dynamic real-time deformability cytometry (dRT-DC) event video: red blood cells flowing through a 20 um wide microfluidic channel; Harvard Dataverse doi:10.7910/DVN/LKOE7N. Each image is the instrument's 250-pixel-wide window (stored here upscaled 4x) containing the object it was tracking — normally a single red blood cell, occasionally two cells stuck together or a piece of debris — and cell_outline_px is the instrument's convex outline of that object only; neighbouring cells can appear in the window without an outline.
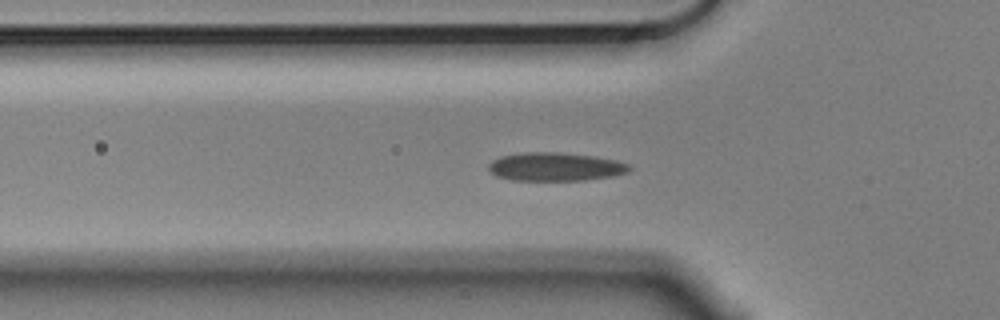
{"species": "Egyptian fruit bat (a non-hibernating species)", "species_latin": "Rousettus aegyptiacus", "temperature_condition": "cold", "stored_images_in_passage": 46, "camera_frame_rate_fps": 3000, "um_per_image_px": 0.085, "animal": {"sex": "male"}, "frame": {"image": 1, "passage_image": 7, "time_ms": 2.0, "image_size_px": [1000, 320], "cell_outline_px": [[632, 168], [628, 172], [612, 176], [584, 180], [512, 180], [496, 176], [488, 168], [488, 164], [492, 160], [500, 156], [528, 152], [556, 152], [592, 156], [616, 160], [628, 164]], "centroid_in_image_um": [47.19, 14.17], "position_along_channel_um": 78.6, "area_um2": 23.18}}
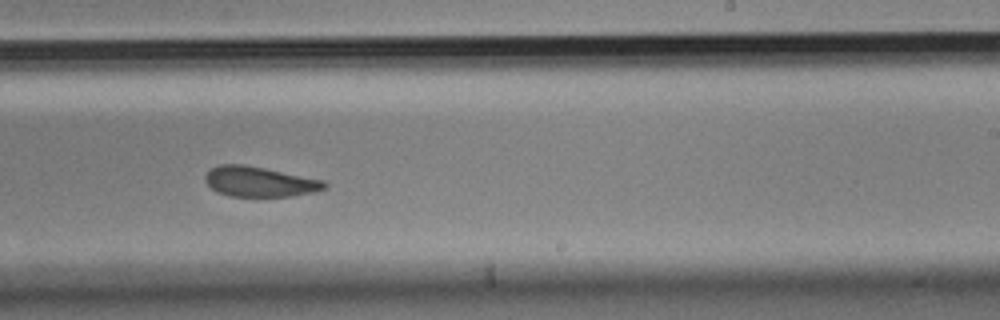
{"frame": {"image": 2, "passage_image": 23, "time_ms": 7.333, "image_size_px": [1000, 320], "cell_outline_px": [[328, 188], [312, 192], [292, 196], [228, 196], [216, 192], [204, 180], [204, 176], [212, 168], [220, 164], [244, 164], [324, 180], [328, 184]], "centroid_in_image_um": [22.06, 15.44], "position_along_channel_um": 266.9, "area_um2": 20.92}}
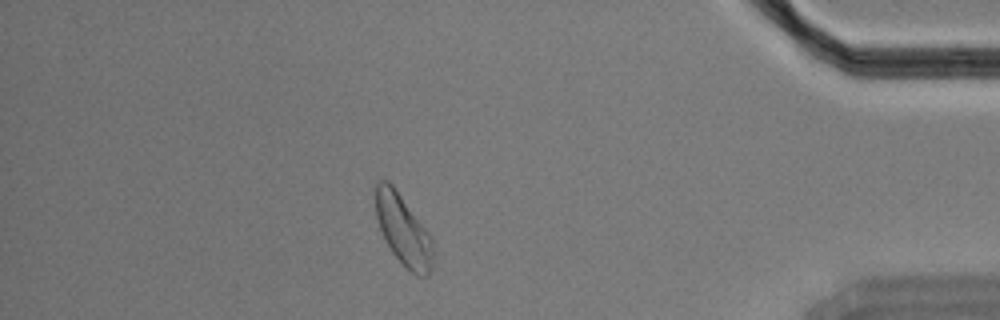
{"frame": {"image": 3, "passage_image": 38, "time_ms": 12.333, "image_size_px": [1000, 320], "cell_outline_px": [[432, 268], [428, 276], [416, 276], [392, 252], [384, 240], [376, 216], [372, 188], [376, 180], [388, 180], [392, 184], [428, 232], [432, 240]], "centroid_in_image_um": [34.21, 19.49], "position_along_channel_um": 401.0, "area_um2": 23.7}, "authors_computed_cell_mechanics": {"area_um2": 22.7732, "velocity_mm_per_s": 3.5233, "shape_relaxation_time_tau1_ms": 5.9397, "shape_relaxation_time_tau2_ms": 2.4992, "deformation_change_tau1": 0.12, "deformation_change_tau2": 0.0618}}